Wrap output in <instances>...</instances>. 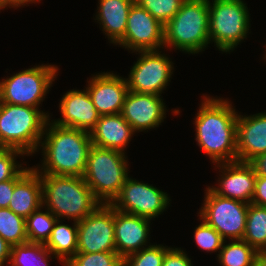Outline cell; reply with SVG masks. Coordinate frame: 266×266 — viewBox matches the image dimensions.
<instances>
[{"instance_id": "6da1fadb", "label": "cell", "mask_w": 266, "mask_h": 266, "mask_svg": "<svg viewBox=\"0 0 266 266\" xmlns=\"http://www.w3.org/2000/svg\"><path fill=\"white\" fill-rule=\"evenodd\" d=\"M227 98L203 95L193 121L195 140L213 164L237 161V116Z\"/></svg>"}, {"instance_id": "7a4b0ae2", "label": "cell", "mask_w": 266, "mask_h": 266, "mask_svg": "<svg viewBox=\"0 0 266 266\" xmlns=\"http://www.w3.org/2000/svg\"><path fill=\"white\" fill-rule=\"evenodd\" d=\"M49 118L38 151L41 165L32 166L39 174L82 177L92 146L90 132L59 126Z\"/></svg>"}, {"instance_id": "3957f363", "label": "cell", "mask_w": 266, "mask_h": 266, "mask_svg": "<svg viewBox=\"0 0 266 266\" xmlns=\"http://www.w3.org/2000/svg\"><path fill=\"white\" fill-rule=\"evenodd\" d=\"M42 182V207L58 219L83 220L101 203L83 177L40 174Z\"/></svg>"}, {"instance_id": "277c9868", "label": "cell", "mask_w": 266, "mask_h": 266, "mask_svg": "<svg viewBox=\"0 0 266 266\" xmlns=\"http://www.w3.org/2000/svg\"><path fill=\"white\" fill-rule=\"evenodd\" d=\"M41 108L0 102V147L36 154L50 117Z\"/></svg>"}, {"instance_id": "5b68a950", "label": "cell", "mask_w": 266, "mask_h": 266, "mask_svg": "<svg viewBox=\"0 0 266 266\" xmlns=\"http://www.w3.org/2000/svg\"><path fill=\"white\" fill-rule=\"evenodd\" d=\"M208 0H185L164 26V50L202 53L210 44Z\"/></svg>"}, {"instance_id": "8992f818", "label": "cell", "mask_w": 266, "mask_h": 266, "mask_svg": "<svg viewBox=\"0 0 266 266\" xmlns=\"http://www.w3.org/2000/svg\"><path fill=\"white\" fill-rule=\"evenodd\" d=\"M128 156L92 144L83 178L101 204H111L129 176Z\"/></svg>"}, {"instance_id": "52a82bcc", "label": "cell", "mask_w": 266, "mask_h": 266, "mask_svg": "<svg viewBox=\"0 0 266 266\" xmlns=\"http://www.w3.org/2000/svg\"><path fill=\"white\" fill-rule=\"evenodd\" d=\"M210 43L223 53L234 51L249 35L250 13L243 0H208Z\"/></svg>"}, {"instance_id": "ba28073f", "label": "cell", "mask_w": 266, "mask_h": 266, "mask_svg": "<svg viewBox=\"0 0 266 266\" xmlns=\"http://www.w3.org/2000/svg\"><path fill=\"white\" fill-rule=\"evenodd\" d=\"M58 70L53 64H39L1 79L0 102L39 108L57 79Z\"/></svg>"}, {"instance_id": "9c48e42d", "label": "cell", "mask_w": 266, "mask_h": 266, "mask_svg": "<svg viewBox=\"0 0 266 266\" xmlns=\"http://www.w3.org/2000/svg\"><path fill=\"white\" fill-rule=\"evenodd\" d=\"M204 200L198 216L213 227L225 240L243 239L248 203L215 194L209 187L205 189Z\"/></svg>"}, {"instance_id": "30bf717a", "label": "cell", "mask_w": 266, "mask_h": 266, "mask_svg": "<svg viewBox=\"0 0 266 266\" xmlns=\"http://www.w3.org/2000/svg\"><path fill=\"white\" fill-rule=\"evenodd\" d=\"M162 50L134 52L139 57L125 78L130 91L161 96L166 90L174 72V63Z\"/></svg>"}, {"instance_id": "8fae6325", "label": "cell", "mask_w": 266, "mask_h": 266, "mask_svg": "<svg viewBox=\"0 0 266 266\" xmlns=\"http://www.w3.org/2000/svg\"><path fill=\"white\" fill-rule=\"evenodd\" d=\"M170 201L167 192L128 176L110 205L119 211L154 220L168 209Z\"/></svg>"}, {"instance_id": "7c38bea8", "label": "cell", "mask_w": 266, "mask_h": 266, "mask_svg": "<svg viewBox=\"0 0 266 266\" xmlns=\"http://www.w3.org/2000/svg\"><path fill=\"white\" fill-rule=\"evenodd\" d=\"M77 224V252H116L114 208L110 204H100Z\"/></svg>"}, {"instance_id": "4fadbf2b", "label": "cell", "mask_w": 266, "mask_h": 266, "mask_svg": "<svg viewBox=\"0 0 266 266\" xmlns=\"http://www.w3.org/2000/svg\"><path fill=\"white\" fill-rule=\"evenodd\" d=\"M131 53L164 48V25L136 2L130 8L124 37L116 44Z\"/></svg>"}, {"instance_id": "5bb4252c", "label": "cell", "mask_w": 266, "mask_h": 266, "mask_svg": "<svg viewBox=\"0 0 266 266\" xmlns=\"http://www.w3.org/2000/svg\"><path fill=\"white\" fill-rule=\"evenodd\" d=\"M219 170L217 185L208 186L215 194L250 204L257 178L250 162L233 161L215 164Z\"/></svg>"}, {"instance_id": "9a60e30c", "label": "cell", "mask_w": 266, "mask_h": 266, "mask_svg": "<svg viewBox=\"0 0 266 266\" xmlns=\"http://www.w3.org/2000/svg\"><path fill=\"white\" fill-rule=\"evenodd\" d=\"M160 95L128 92L126 95L121 115L138 132H148L159 127L166 119V103Z\"/></svg>"}, {"instance_id": "2e32d148", "label": "cell", "mask_w": 266, "mask_h": 266, "mask_svg": "<svg viewBox=\"0 0 266 266\" xmlns=\"http://www.w3.org/2000/svg\"><path fill=\"white\" fill-rule=\"evenodd\" d=\"M86 89L100 115L120 114L129 92L126 79L113 72H101L87 79Z\"/></svg>"}, {"instance_id": "e0dca14e", "label": "cell", "mask_w": 266, "mask_h": 266, "mask_svg": "<svg viewBox=\"0 0 266 266\" xmlns=\"http://www.w3.org/2000/svg\"><path fill=\"white\" fill-rule=\"evenodd\" d=\"M150 221L151 219L114 209L115 248L122 259L152 245L149 242Z\"/></svg>"}, {"instance_id": "ac0fdd59", "label": "cell", "mask_w": 266, "mask_h": 266, "mask_svg": "<svg viewBox=\"0 0 266 266\" xmlns=\"http://www.w3.org/2000/svg\"><path fill=\"white\" fill-rule=\"evenodd\" d=\"M61 117L51 120L53 123L69 128L90 132L98 122L100 114L92 103L87 89L67 91L59 103Z\"/></svg>"}, {"instance_id": "d6986e66", "label": "cell", "mask_w": 266, "mask_h": 266, "mask_svg": "<svg viewBox=\"0 0 266 266\" xmlns=\"http://www.w3.org/2000/svg\"><path fill=\"white\" fill-rule=\"evenodd\" d=\"M237 116V161L251 162L266 153V111Z\"/></svg>"}, {"instance_id": "ffe728a7", "label": "cell", "mask_w": 266, "mask_h": 266, "mask_svg": "<svg viewBox=\"0 0 266 266\" xmlns=\"http://www.w3.org/2000/svg\"><path fill=\"white\" fill-rule=\"evenodd\" d=\"M136 132L121 114L101 115L90 131L92 144L126 153L128 144Z\"/></svg>"}, {"instance_id": "44dd1931", "label": "cell", "mask_w": 266, "mask_h": 266, "mask_svg": "<svg viewBox=\"0 0 266 266\" xmlns=\"http://www.w3.org/2000/svg\"><path fill=\"white\" fill-rule=\"evenodd\" d=\"M42 206V182L40 174L31 167L14 185L8 208L26 219Z\"/></svg>"}, {"instance_id": "7402d4cb", "label": "cell", "mask_w": 266, "mask_h": 266, "mask_svg": "<svg viewBox=\"0 0 266 266\" xmlns=\"http://www.w3.org/2000/svg\"><path fill=\"white\" fill-rule=\"evenodd\" d=\"M135 0H98L94 20L107 36L109 43L116 45L125 34L127 19Z\"/></svg>"}, {"instance_id": "603a6c76", "label": "cell", "mask_w": 266, "mask_h": 266, "mask_svg": "<svg viewBox=\"0 0 266 266\" xmlns=\"http://www.w3.org/2000/svg\"><path fill=\"white\" fill-rule=\"evenodd\" d=\"M63 221L57 219L45 246L64 266L77 253L78 224L74 221L70 226Z\"/></svg>"}, {"instance_id": "cb8c5ba5", "label": "cell", "mask_w": 266, "mask_h": 266, "mask_svg": "<svg viewBox=\"0 0 266 266\" xmlns=\"http://www.w3.org/2000/svg\"><path fill=\"white\" fill-rule=\"evenodd\" d=\"M51 251L41 243L26 242L13 245L8 264L10 266H49L50 259H56Z\"/></svg>"}, {"instance_id": "d4e9b609", "label": "cell", "mask_w": 266, "mask_h": 266, "mask_svg": "<svg viewBox=\"0 0 266 266\" xmlns=\"http://www.w3.org/2000/svg\"><path fill=\"white\" fill-rule=\"evenodd\" d=\"M231 241V242H230ZM225 240L218 255L220 266H255L257 251L243 239Z\"/></svg>"}, {"instance_id": "484cf974", "label": "cell", "mask_w": 266, "mask_h": 266, "mask_svg": "<svg viewBox=\"0 0 266 266\" xmlns=\"http://www.w3.org/2000/svg\"><path fill=\"white\" fill-rule=\"evenodd\" d=\"M243 240L257 252L266 249V207L249 204Z\"/></svg>"}, {"instance_id": "4316f807", "label": "cell", "mask_w": 266, "mask_h": 266, "mask_svg": "<svg viewBox=\"0 0 266 266\" xmlns=\"http://www.w3.org/2000/svg\"><path fill=\"white\" fill-rule=\"evenodd\" d=\"M41 206L37 211L32 212L26 218V234L28 242L46 244L49 240L57 217L48 209L42 210Z\"/></svg>"}, {"instance_id": "83f0119b", "label": "cell", "mask_w": 266, "mask_h": 266, "mask_svg": "<svg viewBox=\"0 0 266 266\" xmlns=\"http://www.w3.org/2000/svg\"><path fill=\"white\" fill-rule=\"evenodd\" d=\"M0 236L11 246L28 242L26 219L9 208H0Z\"/></svg>"}, {"instance_id": "f1b7e54d", "label": "cell", "mask_w": 266, "mask_h": 266, "mask_svg": "<svg viewBox=\"0 0 266 266\" xmlns=\"http://www.w3.org/2000/svg\"><path fill=\"white\" fill-rule=\"evenodd\" d=\"M170 248L162 244H152L139 252L126 256L123 259V266H162L165 253Z\"/></svg>"}, {"instance_id": "f546056e", "label": "cell", "mask_w": 266, "mask_h": 266, "mask_svg": "<svg viewBox=\"0 0 266 266\" xmlns=\"http://www.w3.org/2000/svg\"><path fill=\"white\" fill-rule=\"evenodd\" d=\"M185 0H135L162 25H166L180 10Z\"/></svg>"}, {"instance_id": "4dcf8cb0", "label": "cell", "mask_w": 266, "mask_h": 266, "mask_svg": "<svg viewBox=\"0 0 266 266\" xmlns=\"http://www.w3.org/2000/svg\"><path fill=\"white\" fill-rule=\"evenodd\" d=\"M64 266H123L117 252H77Z\"/></svg>"}, {"instance_id": "1f68e13d", "label": "cell", "mask_w": 266, "mask_h": 266, "mask_svg": "<svg viewBox=\"0 0 266 266\" xmlns=\"http://www.w3.org/2000/svg\"><path fill=\"white\" fill-rule=\"evenodd\" d=\"M193 233L195 243L199 249L211 253L218 252V257L225 239L213 227L200 218V224Z\"/></svg>"}, {"instance_id": "d6a6232c", "label": "cell", "mask_w": 266, "mask_h": 266, "mask_svg": "<svg viewBox=\"0 0 266 266\" xmlns=\"http://www.w3.org/2000/svg\"><path fill=\"white\" fill-rule=\"evenodd\" d=\"M26 156L19 150L0 147V182L15 178L26 166L17 157Z\"/></svg>"}, {"instance_id": "836d02e7", "label": "cell", "mask_w": 266, "mask_h": 266, "mask_svg": "<svg viewBox=\"0 0 266 266\" xmlns=\"http://www.w3.org/2000/svg\"><path fill=\"white\" fill-rule=\"evenodd\" d=\"M188 253L182 248L171 247L166 253L162 266H193Z\"/></svg>"}, {"instance_id": "e575fe53", "label": "cell", "mask_w": 266, "mask_h": 266, "mask_svg": "<svg viewBox=\"0 0 266 266\" xmlns=\"http://www.w3.org/2000/svg\"><path fill=\"white\" fill-rule=\"evenodd\" d=\"M25 167L15 178L0 182V208H8L15 183L30 169Z\"/></svg>"}, {"instance_id": "d590c367", "label": "cell", "mask_w": 266, "mask_h": 266, "mask_svg": "<svg viewBox=\"0 0 266 266\" xmlns=\"http://www.w3.org/2000/svg\"><path fill=\"white\" fill-rule=\"evenodd\" d=\"M252 204L266 207V177L257 176Z\"/></svg>"}, {"instance_id": "8d00e7d4", "label": "cell", "mask_w": 266, "mask_h": 266, "mask_svg": "<svg viewBox=\"0 0 266 266\" xmlns=\"http://www.w3.org/2000/svg\"><path fill=\"white\" fill-rule=\"evenodd\" d=\"M250 163L253 165L257 176L266 177V153L257 156Z\"/></svg>"}, {"instance_id": "74e56055", "label": "cell", "mask_w": 266, "mask_h": 266, "mask_svg": "<svg viewBox=\"0 0 266 266\" xmlns=\"http://www.w3.org/2000/svg\"><path fill=\"white\" fill-rule=\"evenodd\" d=\"M11 245L0 236V266L9 262Z\"/></svg>"}, {"instance_id": "f35d334b", "label": "cell", "mask_w": 266, "mask_h": 266, "mask_svg": "<svg viewBox=\"0 0 266 266\" xmlns=\"http://www.w3.org/2000/svg\"><path fill=\"white\" fill-rule=\"evenodd\" d=\"M5 4L11 9V8H20L21 6H29V4L32 3H39L41 0H3Z\"/></svg>"}, {"instance_id": "ab89813d", "label": "cell", "mask_w": 266, "mask_h": 266, "mask_svg": "<svg viewBox=\"0 0 266 266\" xmlns=\"http://www.w3.org/2000/svg\"><path fill=\"white\" fill-rule=\"evenodd\" d=\"M255 266H266V252L265 251H259L257 253Z\"/></svg>"}, {"instance_id": "60d3db41", "label": "cell", "mask_w": 266, "mask_h": 266, "mask_svg": "<svg viewBox=\"0 0 266 266\" xmlns=\"http://www.w3.org/2000/svg\"><path fill=\"white\" fill-rule=\"evenodd\" d=\"M8 8V6L5 4V2L3 0H0V12L1 10H4Z\"/></svg>"}, {"instance_id": "b9f144b4", "label": "cell", "mask_w": 266, "mask_h": 266, "mask_svg": "<svg viewBox=\"0 0 266 266\" xmlns=\"http://www.w3.org/2000/svg\"><path fill=\"white\" fill-rule=\"evenodd\" d=\"M265 48H266V45H265ZM264 54H266V49H265V53ZM266 58V55H264V57H263V59H265ZM266 60V59H265Z\"/></svg>"}]
</instances>
